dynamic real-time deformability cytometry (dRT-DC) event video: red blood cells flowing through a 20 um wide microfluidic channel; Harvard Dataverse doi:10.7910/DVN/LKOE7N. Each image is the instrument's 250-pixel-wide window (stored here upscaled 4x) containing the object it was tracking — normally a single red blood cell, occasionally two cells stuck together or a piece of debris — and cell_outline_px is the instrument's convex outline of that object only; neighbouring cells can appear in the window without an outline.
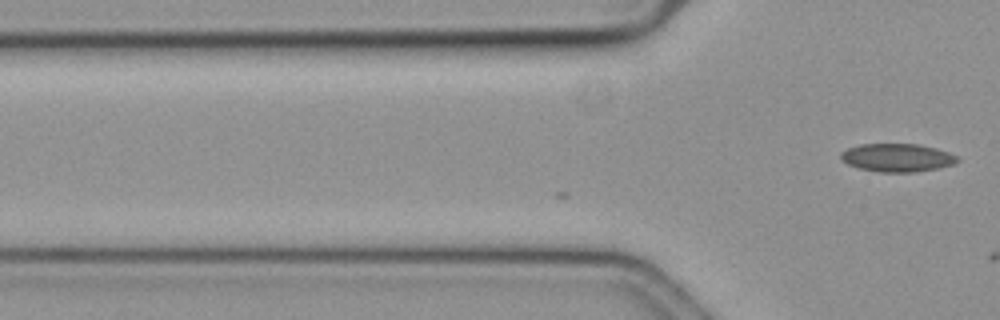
{"species": "common noctule bat (a hibernating species)", "species_latin": "Nyctalus noctula", "temperature_condition": "cold", "stored_images_in_passage": 2, "camera_frame_rate_fps": 3000, "um_per_image_px": 0.085, "animal": {"sex": "female", "body_mass_g": 19.3, "forearm_length_mm": 54.1}, "frame": {"image": 1, "passage_image": 2, "time_ms": 0.333, "image_size_px": [1000, 320], "cell_outline_px": [[960, 160], [952, 164], [936, 168], [912, 172], [880, 172], [860, 168], [848, 164], [840, 160], [840, 152], [848, 148], [860, 144], [920, 144], [936, 148], [948, 152], [956, 156]], "centroid_in_image_um": [76.22, 13.39], "position_along_channel_um": 49.6, "area_um2": 19.02}}